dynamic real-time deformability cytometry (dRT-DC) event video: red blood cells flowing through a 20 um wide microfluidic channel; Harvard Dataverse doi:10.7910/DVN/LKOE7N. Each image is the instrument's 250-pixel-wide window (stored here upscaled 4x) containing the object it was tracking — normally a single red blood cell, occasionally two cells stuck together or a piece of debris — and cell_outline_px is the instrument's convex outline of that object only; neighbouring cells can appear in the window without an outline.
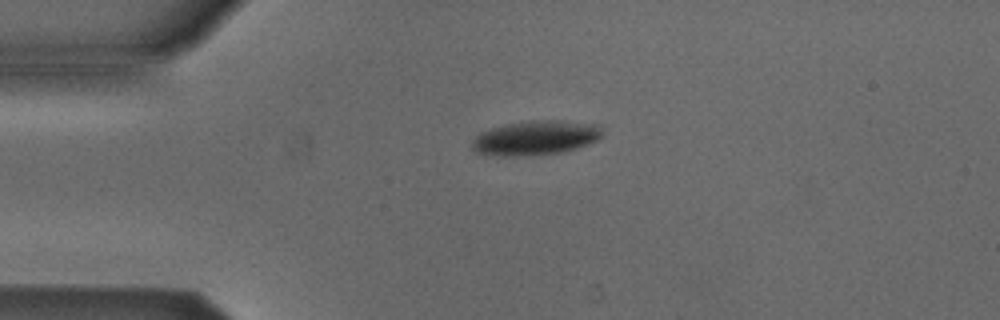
{"species": "Egyptian fruit bat (a non-hibernating species)", "species_latin": "Rousettus aegyptiacus", "temperature_condition": "cold", "stored_images_in_passage": 4, "camera_frame_rate_fps": 3000, "um_per_image_px": 0.085, "animal": {"sex": "male"}, "frame": {"image": 1, "passage_image": 1, "time_ms": 0.0, "image_size_px": [1000, 320], "cell_outline_px": [[600, 136], [596, 140], [576, 148], [564, 152], [532, 156], [496, 156], [476, 152], [472, 148], [472, 140], [480, 132], [492, 128], [508, 124], [532, 120], [560, 120], [600, 124]], "centroid_in_image_um": [45.5, 11.72], "position_along_channel_um": 39.5, "area_um2": 26.18}}
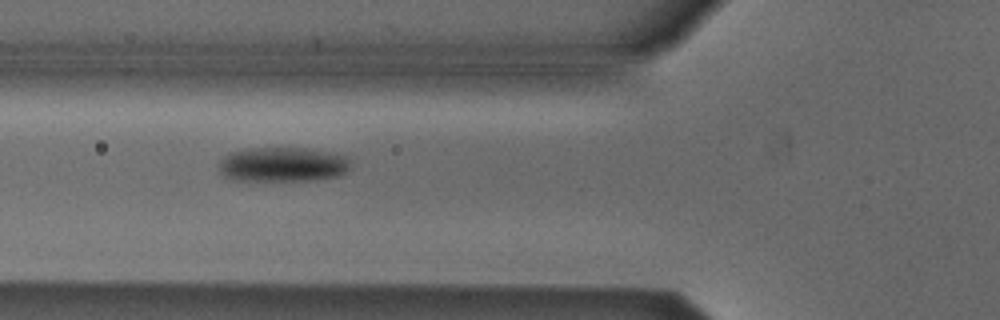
{"frame": {"image": 2, "passage_image": 3, "time_ms": 0.667, "image_size_px": [1000, 320], "cell_outline_px": [[352, 160], [348, 168], [340, 176], [312, 180], [236, 180], [224, 176], [220, 172], [220, 160], [224, 156], [232, 152], [248, 148], [308, 148], [352, 156]], "centroid_in_image_um": [24.09, 13.97], "position_along_channel_um": 101.7, "area_um2": 26.7}}
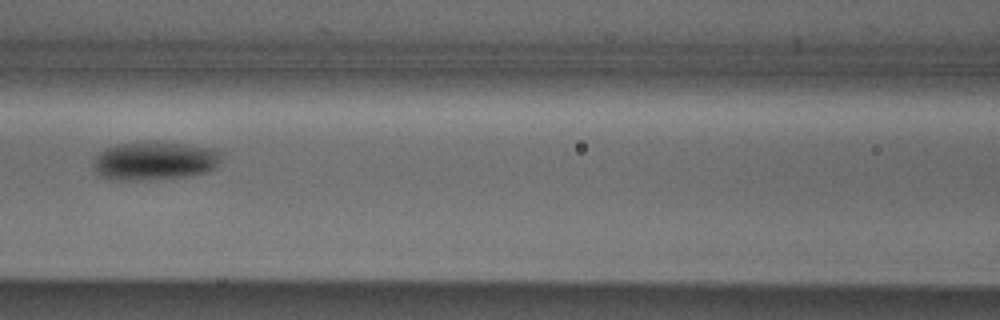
{"frame": {"image": 3, "passage_image": 4, "time_ms": 1.0, "image_size_px": [1000, 320], "cell_outline_px": [[220, 160], [216, 168], [204, 172], [188, 176], [148, 180], [112, 180], [96, 176], [92, 164], [92, 160], [104, 148], [116, 144], [148, 140], [152, 140], [184, 144], [212, 148], [220, 152]], "centroid_in_image_um": [13.06, 13.66], "position_along_channel_um": 153.5, "area_um2": 29.42}}